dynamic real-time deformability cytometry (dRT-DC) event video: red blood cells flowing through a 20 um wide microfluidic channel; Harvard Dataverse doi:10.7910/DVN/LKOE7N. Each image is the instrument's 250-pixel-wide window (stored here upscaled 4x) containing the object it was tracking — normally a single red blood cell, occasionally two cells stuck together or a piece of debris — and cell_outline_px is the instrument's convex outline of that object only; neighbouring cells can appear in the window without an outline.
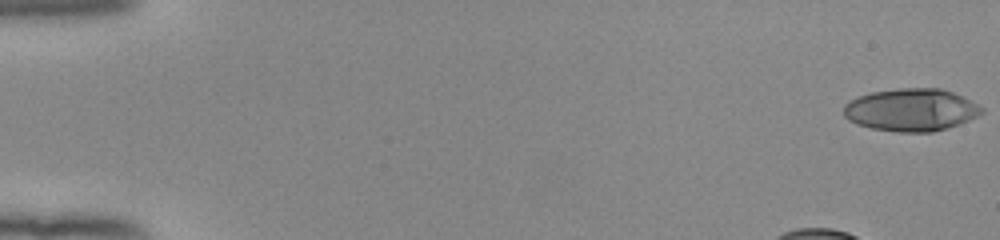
{"species": "human", "species_latin": "Homo sapiens", "temperature_condition": "room temperature", "stored_images_in_passage": 44, "camera_frame_rate_fps": 3000, "um_per_image_px": 0.085, "donor": {"sex": "female"}, "frame": {"image": 1, "passage_image": 1, "time_ms": 0.0, "image_size_px": [1000, 240], "cell_outline_px": [[984, 112], [960, 124], [948, 128], [932, 132], [900, 132], [872, 128], [856, 124], [848, 120], [844, 116], [844, 104], [848, 100], [872, 92], [900, 88], [940, 88], [952, 92], [984, 108]], "centroid_in_image_um": [77.42, 9.34], "position_along_channel_um": 7.6, "area_um2": 34.1}}
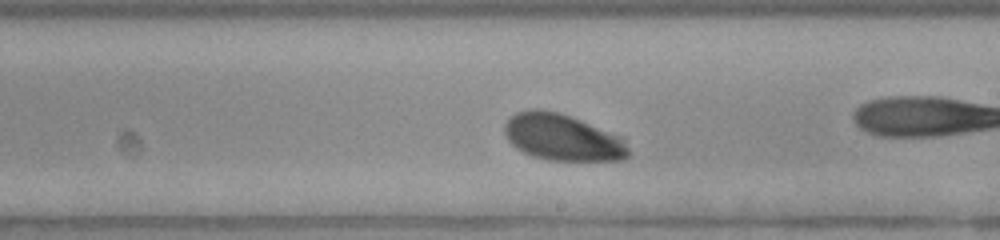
{"frame": {"image": 2, "passage_image": 30, "time_ms": 9.667, "image_size_px": [1000, 240], "cell_outline_px": [[628, 156], [624, 160], [548, 160], [532, 156], [516, 148], [508, 140], [504, 132], [504, 124], [516, 112], [532, 108], [540, 108], [556, 112], [580, 120], [624, 136], [628, 148]], "centroid_in_image_um": [47.82, 11.67], "position_along_channel_um": 241.2, "area_um2": 33.7}}
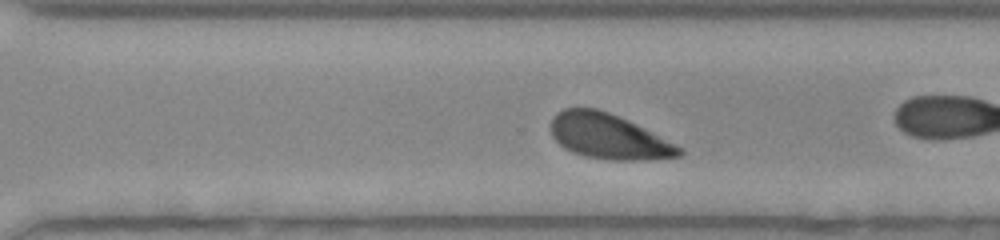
{"frame": {"image": 3, "passage_image": 36, "time_ms": 11.667, "image_size_px": [1000, 240], "cell_outline_px": [[684, 152], [680, 156], [644, 160], [612, 160], [584, 156], [572, 152], [564, 148], [552, 136], [552, 116], [556, 112], [564, 108], [596, 108], [608, 112], [676, 144], [684, 148]], "centroid_in_image_um": [51.71, 11.61], "position_along_channel_um": 318.9, "area_um2": 33.35}, "authors_computed_cell_mechanics": {"area_um2": 33.7263, "velocity_mm_per_s": 3.8758, "shape_relaxation_time_tau1_ms": 1.7489, "shape_relaxation_time_tau2_ms": null, "deformation_change_tau1": 0.1175, "deformation_change_tau2": null}}